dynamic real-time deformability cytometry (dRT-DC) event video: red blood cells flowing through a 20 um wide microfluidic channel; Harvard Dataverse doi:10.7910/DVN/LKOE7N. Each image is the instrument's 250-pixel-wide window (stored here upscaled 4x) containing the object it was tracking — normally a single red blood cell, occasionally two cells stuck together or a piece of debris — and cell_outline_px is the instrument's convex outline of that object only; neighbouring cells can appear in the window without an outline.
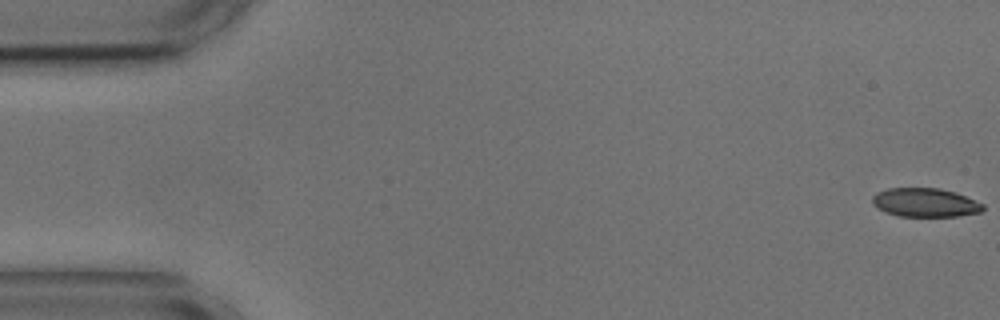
{"species": "common noctule bat (a hibernating species)", "species_latin": "Nyctalus noctula", "temperature_condition": "cold", "stored_images_in_passage": 13, "camera_frame_rate_fps": 3000, "um_per_image_px": 0.085, "animal": {"sex": "male", "body_mass_g": 17.9, "forearm_length_mm": 54.2}, "frame": {"image": 1, "passage_image": 1, "time_ms": 0.0, "image_size_px": [1000, 320], "cell_outline_px": [[984, 208], [980, 212], [956, 216], [900, 216], [884, 212], [876, 208], [872, 204], [872, 196], [876, 192], [888, 188], [940, 188], [956, 192], [984, 204]], "centroid_in_image_um": [78.6, 17.21], "position_along_channel_um": 6.4, "area_um2": 18.67}}